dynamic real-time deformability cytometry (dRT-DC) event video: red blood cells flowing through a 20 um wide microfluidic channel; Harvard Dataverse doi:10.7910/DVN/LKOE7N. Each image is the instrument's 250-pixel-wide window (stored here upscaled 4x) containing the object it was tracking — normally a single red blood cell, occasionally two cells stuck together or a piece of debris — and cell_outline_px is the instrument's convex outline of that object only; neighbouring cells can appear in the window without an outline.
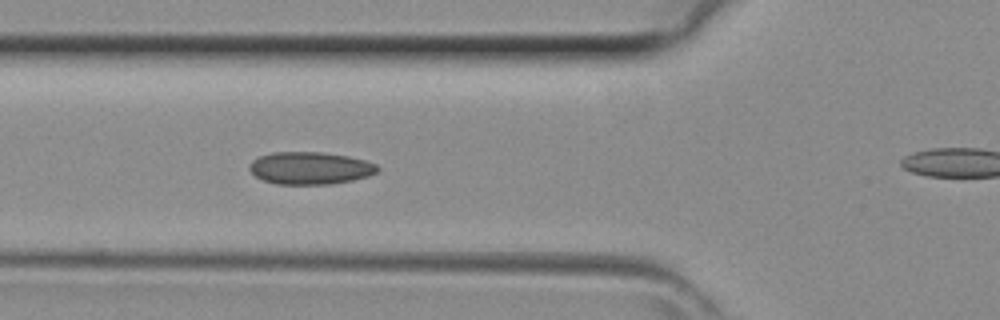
{"species": "common noctule bat (a hibernating species)", "species_latin": "Nyctalus noctula", "temperature_condition": "room temperature", "stored_images_in_passage": 27, "camera_frame_rate_fps": 3000, "um_per_image_px": 0.085, "animal": {"sex": "female", "body_mass_g": 29.2, "forearm_length_mm": 56.3}, "frame": {"image": 1, "passage_image": 8, "time_ms": 2.333, "image_size_px": [1000, 320], "cell_outline_px": [[380, 168], [376, 172], [368, 176], [352, 180], [332, 184], [276, 184], [264, 180], [256, 176], [248, 168], [248, 164], [252, 160], [260, 156], [272, 152], [324, 152], [348, 156], [364, 160], [376, 164]], "centroid_in_image_um": [26.35, 14.28], "position_along_channel_um": 99.5, "area_um2": 24.22}}
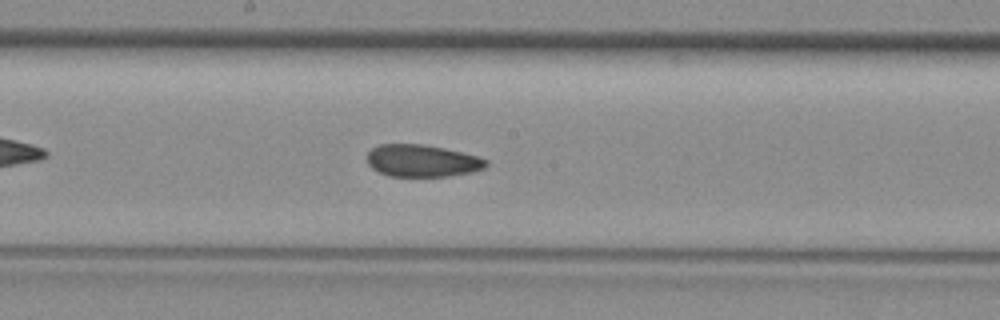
{"frame": {"image": 2, "passage_image": 15, "time_ms": 4.667, "image_size_px": [1000, 320], "cell_outline_px": [[488, 164], [484, 168], [472, 172], [448, 176], [388, 176], [372, 168], [368, 164], [368, 152], [372, 148], [380, 144], [424, 144], [444, 148], [476, 156], [488, 160]], "centroid_in_image_um": [35.88, 13.66], "position_along_channel_um": 212.3, "area_um2": 22.2}}
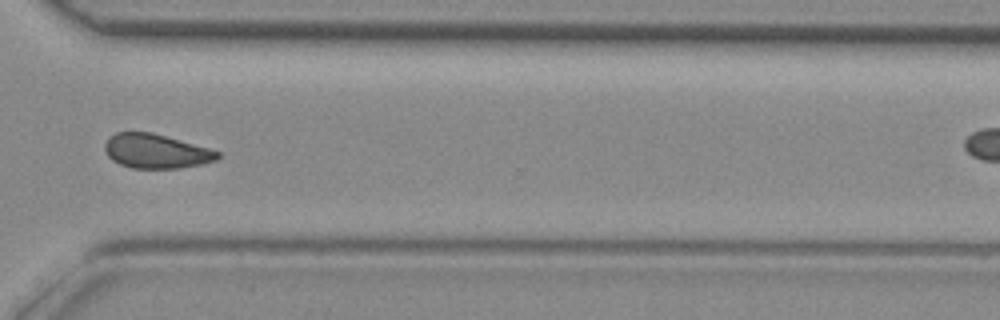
{"frame": {"image": 3, "passage_image": 24, "time_ms": 7.667, "image_size_px": [1000, 320], "cell_outline_px": [[220, 156], [216, 160], [204, 164], [180, 168], [132, 168], [120, 164], [112, 160], [108, 156], [104, 148], [104, 144], [108, 136], [116, 132], [152, 132], [208, 148], [220, 152]], "centroid_in_image_um": [13.24, 12.85], "position_along_channel_um": 357.4, "area_um2": 22.6}}